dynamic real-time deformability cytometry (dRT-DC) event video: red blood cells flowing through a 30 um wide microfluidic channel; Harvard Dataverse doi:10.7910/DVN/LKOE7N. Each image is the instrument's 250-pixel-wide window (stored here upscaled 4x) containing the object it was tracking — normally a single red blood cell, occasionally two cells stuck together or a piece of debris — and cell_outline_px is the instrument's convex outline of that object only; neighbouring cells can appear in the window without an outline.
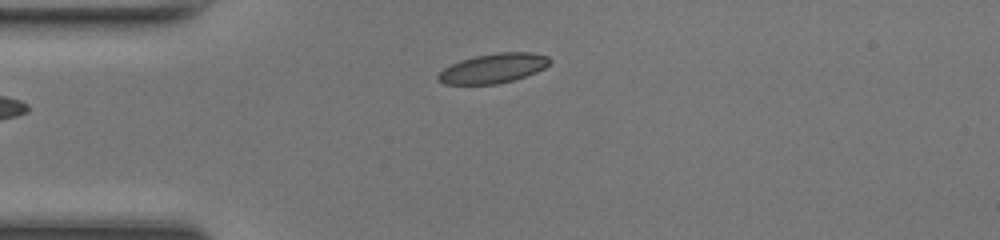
{"species": "common noctule bat (a hibernating species)", "species_latin": "Nyctalus noctula", "temperature_condition": "room temperature", "stored_images_in_passage": 32, "camera_frame_rate_fps": 3000, "um_per_image_px": 0.085, "animal": {"sex": "female", "body_mass_g": 17.0, "forearm_length_mm": 48.0}, "frame": {"image": 1, "passage_image": 1, "time_ms": 0.0, "image_size_px": [1000, 240], "cell_outline_px": [[548, 64], [532, 72], [508, 80], [488, 84], [452, 84], [440, 80], [440, 76], [448, 68], [456, 64], [480, 56], [544, 56], [548, 60]], "centroid_in_image_um": [41.83, 5.89], "position_along_channel_um": 43.2, "area_um2": 15.9}}
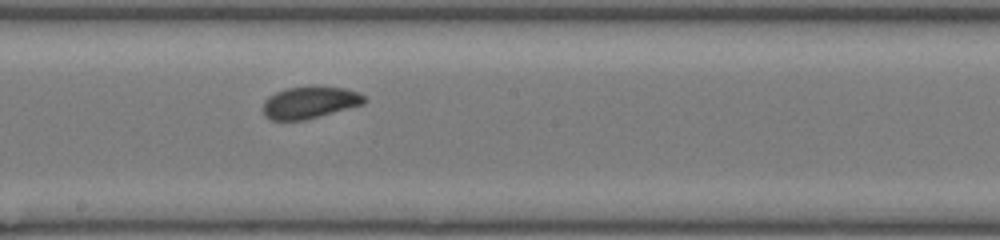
{"frame": {"image": 2, "passage_image": 15, "time_ms": 4.667, "image_size_px": [1000, 240], "cell_outline_px": [[364, 100], [356, 104], [312, 116], [292, 120], [280, 120], [268, 116], [264, 108], [268, 100], [272, 96], [280, 92], [296, 88], [332, 88], [352, 92], [360, 96]], "centroid_in_image_um": [26.22, 8.72], "position_along_channel_um": 222.0, "area_um2": 15.95}}
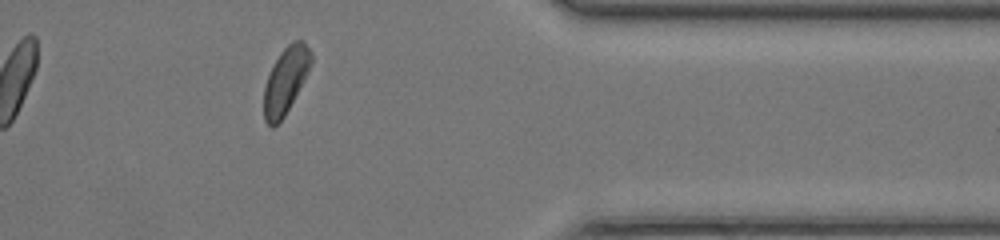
{"frame": {"image": 3, "passage_image": 28, "time_ms": 9.0, "image_size_px": [1000, 240], "cell_outline_px": [[308, 64], [296, 92], [288, 108], [280, 120], [276, 124], [268, 124], [264, 116], [264, 92], [268, 76], [276, 60], [292, 44], [300, 40], [304, 44], [308, 52]], "centroid_in_image_um": [24.18, 6.93], "position_along_channel_um": 387.2, "area_um2": 15.9}, "authors_computed_cell_mechanics": {"area_um2": 15.895, "velocity_mm_per_s": 4.2822, "shape_relaxation_time_tau1_ms": 2.7996, "shape_relaxation_time_tau2_ms": 3.1305, "deformation_change_tau1": 0.1033, "deformation_change_tau2": 0.0629}}